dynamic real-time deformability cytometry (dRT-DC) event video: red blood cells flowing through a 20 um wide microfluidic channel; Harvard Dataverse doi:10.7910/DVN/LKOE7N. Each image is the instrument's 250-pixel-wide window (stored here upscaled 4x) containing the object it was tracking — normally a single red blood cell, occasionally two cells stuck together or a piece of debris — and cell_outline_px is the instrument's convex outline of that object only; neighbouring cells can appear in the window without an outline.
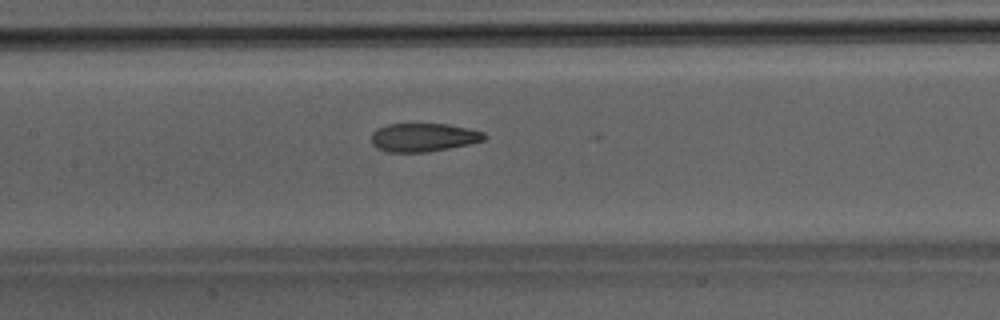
{"species": "Egyptian fruit bat (a non-hibernating species)", "species_latin": "Rousettus aegyptiacus", "temperature_condition": "room temperature", "stored_images_in_passage": 42, "camera_frame_rate_fps": 3000, "um_per_image_px": 0.085, "animal": {"sex": "male"}, "frame": {"image": 1, "passage_image": 17, "time_ms": 5.333, "image_size_px": [1000, 320], "cell_outline_px": [[488, 136], [484, 140], [468, 144], [428, 152], [388, 152], [376, 148], [372, 144], [372, 132], [376, 128], [388, 124], [448, 124], [468, 128], [484, 132]], "centroid_in_image_um": [35.98, 11.67], "position_along_channel_um": 171.4, "area_um2": 18.79}}
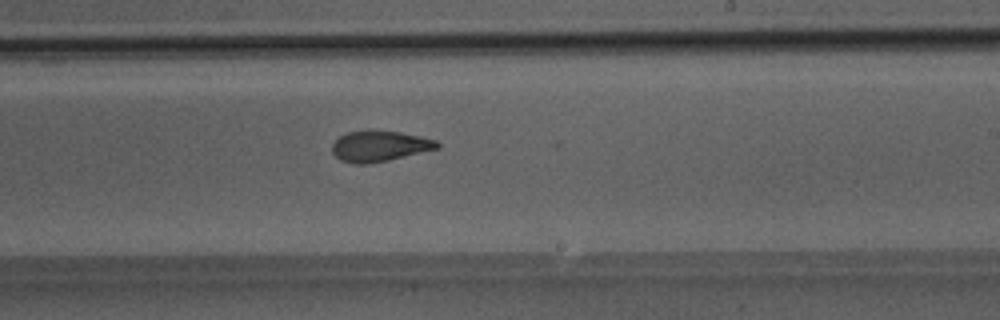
{"frame": {"image": 2, "passage_image": 23, "time_ms": 7.333, "image_size_px": [1000, 320], "cell_outline_px": [[440, 148], [388, 160], [368, 164], [352, 164], [340, 160], [332, 152], [332, 144], [340, 136], [348, 132], [400, 132], [420, 136], [436, 140], [440, 144]], "centroid_in_image_um": [32.27, 12.45], "position_along_channel_um": 256.7, "area_um2": 18.44}}
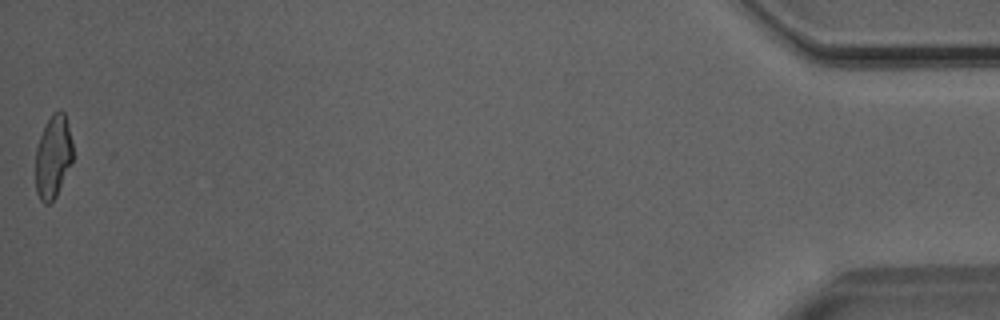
{"frame": {"image": 3, "passage_image": 42, "time_ms": 13.667, "image_size_px": [1000, 320], "cell_outline_px": [[72, 160], [56, 196], [48, 204], [44, 204], [40, 200], [36, 192], [36, 148], [40, 136], [52, 112], [64, 112], [72, 144]], "centroid_in_image_um": [4.49, 13.35], "position_along_channel_um": 430.7, "area_um2": 17.57}}